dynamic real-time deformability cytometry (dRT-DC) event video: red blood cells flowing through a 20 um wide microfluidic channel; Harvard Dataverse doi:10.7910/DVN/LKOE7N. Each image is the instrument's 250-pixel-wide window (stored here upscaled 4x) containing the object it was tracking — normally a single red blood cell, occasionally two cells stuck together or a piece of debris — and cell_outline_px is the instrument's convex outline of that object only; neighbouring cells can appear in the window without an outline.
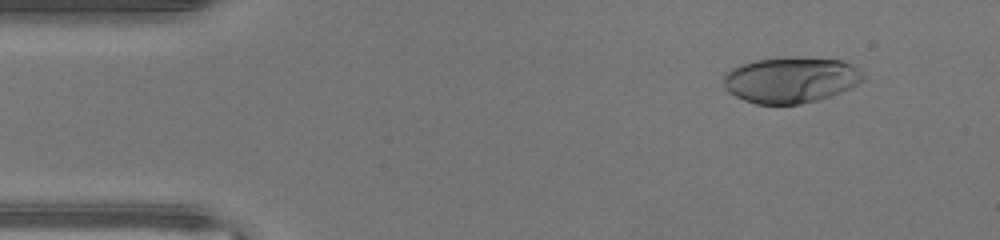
{"species": "human", "species_latin": "Homo sapiens", "temperature_condition": "warm", "stored_images_in_passage": 46, "camera_frame_rate_fps": 3000, "um_per_image_px": 0.085, "donor": {"sex": "male"}, "frame": {"image": 1, "passage_image": 5, "time_ms": 1.333, "image_size_px": [1000, 240], "cell_outline_px": [[864, 80], [852, 88], [816, 100], [800, 104], [756, 104], [744, 100], [728, 92], [724, 88], [724, 76], [732, 68], [740, 64], [756, 60], [840, 60], [852, 64], [864, 76]], "centroid_in_image_um": [67.19, 6.84], "position_along_channel_um": 17.8, "area_um2": 36.13}}
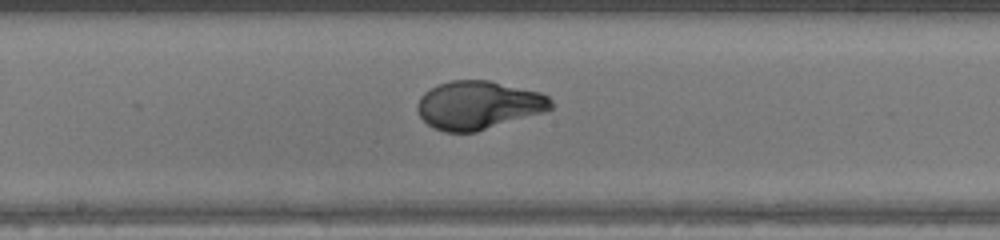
{"frame": {"image": 2, "passage_image": 24, "time_ms": 7.667, "image_size_px": [1000, 240], "cell_outline_px": [[552, 108], [544, 112], [476, 132], [444, 132], [432, 128], [420, 116], [416, 108], [416, 104], [420, 96], [424, 92], [440, 84], [452, 80], [488, 80], [540, 92], [548, 96], [552, 100]], "centroid_in_image_um": [40.65, 8.94], "position_along_channel_um": 207.6, "area_um2": 37.63}}
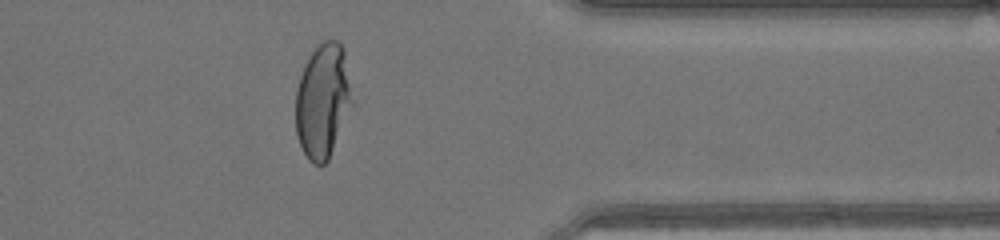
{"frame": {"image": 3, "passage_image": 37, "time_ms": 12.0, "image_size_px": [1000, 240], "cell_outline_px": [[356, 104], [328, 160], [324, 164], [312, 164], [308, 160], [300, 144], [296, 132], [296, 92], [300, 76], [304, 64], [308, 56], [324, 40], [336, 40], [344, 48]], "centroid_in_image_um": [27.5, 8.58], "position_along_channel_um": 383.9, "area_um2": 38.73}, "authors_computed_cell_mechanics": {"area_um2": 37.6278, "velocity_mm_per_s": 4.4642, "shape_relaxation_time_tau1_ms": 4.3655, "shape_relaxation_time_tau2_ms": null, "deformation_change_tau1": 0.265, "deformation_change_tau2": null}}